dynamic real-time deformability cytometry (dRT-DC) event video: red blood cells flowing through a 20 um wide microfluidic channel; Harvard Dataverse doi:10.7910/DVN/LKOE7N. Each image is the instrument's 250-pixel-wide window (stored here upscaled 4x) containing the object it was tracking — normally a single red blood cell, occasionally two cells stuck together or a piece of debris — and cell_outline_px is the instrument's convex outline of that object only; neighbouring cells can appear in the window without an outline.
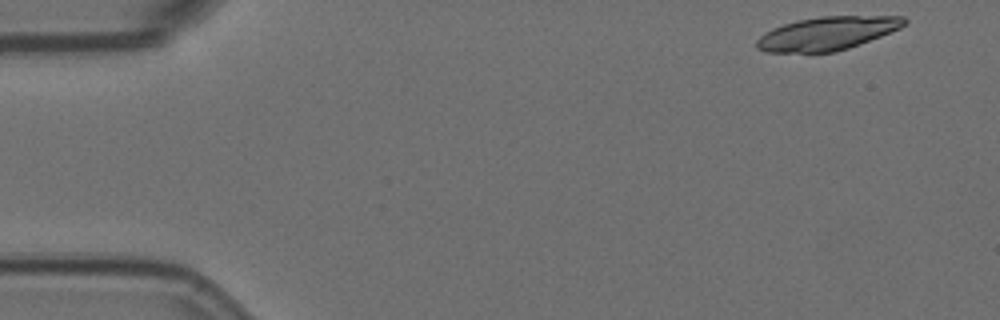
{"species": "Egyptian fruit bat (a non-hibernating species)", "species_latin": "Rousettus aegyptiacus", "temperature_condition": "room temperature", "stored_images_in_passage": 9, "camera_frame_rate_fps": 3000, "um_per_image_px": 0.085, "animal": {"sex": "female"}, "frame": {"image": 1, "passage_image": 1, "time_ms": 0.0, "image_size_px": [1000, 320], "cell_outline_px": [[908, 24], [900, 28], [880, 36], [848, 48], [836, 52], [764, 52], [756, 48], [756, 40], [764, 32], [772, 28], [796, 20], [820, 16], [904, 16], [908, 20]], "centroid_in_image_um": [70.3, 2.83], "position_along_channel_um": 14.7, "area_um2": 28.78}}